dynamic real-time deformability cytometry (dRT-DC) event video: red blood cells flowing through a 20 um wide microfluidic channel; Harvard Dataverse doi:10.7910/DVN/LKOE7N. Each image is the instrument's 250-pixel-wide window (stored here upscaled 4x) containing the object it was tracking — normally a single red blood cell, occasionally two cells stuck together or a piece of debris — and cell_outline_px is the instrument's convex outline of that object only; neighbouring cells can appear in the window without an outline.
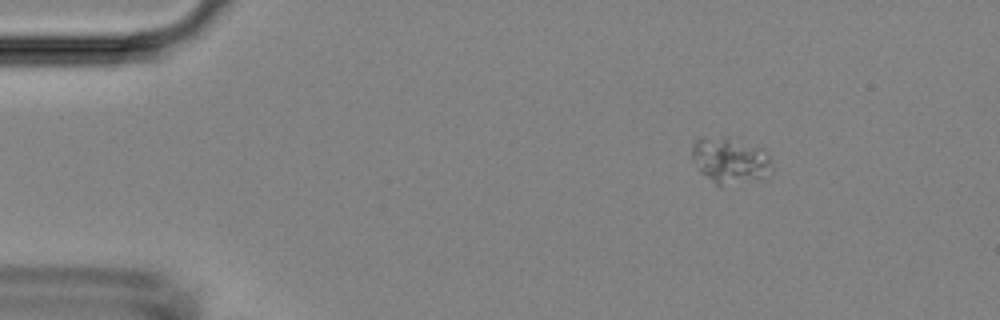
{"species": "Egyptian fruit bat (a non-hibernating species)", "species_latin": "Rousettus aegyptiacus", "temperature_condition": "room temperature", "stored_images_in_passage": 2, "camera_frame_rate_fps": 3000, "um_per_image_px": 0.085, "animal": {"sex": "female"}, "frame": {"image": 1, "passage_image": 1, "time_ms": 0.0, "image_size_px": [1000, 320], "cell_outline_px": [[772, 168], [760, 180], [720, 188], [700, 172], [692, 160], [692, 144], [696, 140], [728, 136], [764, 148], [772, 156]], "centroid_in_image_um": [62.1, 13.67], "position_along_channel_um": 22.9, "area_um2": 22.14}}
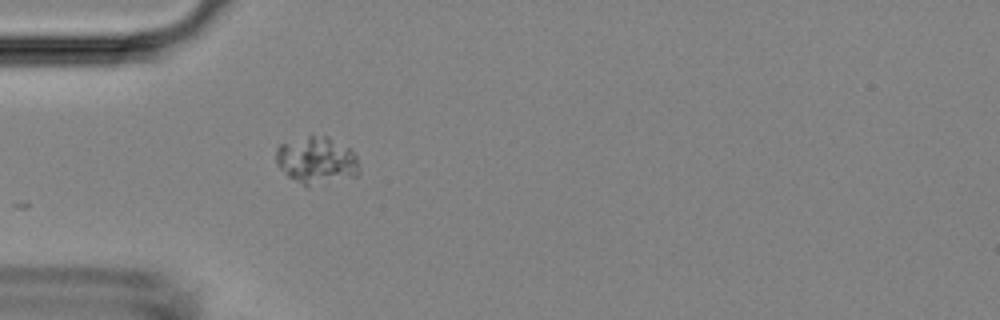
{"frame": {"image": 2, "passage_image": 2, "time_ms": 2.667, "image_size_px": [1000, 320], "cell_outline_px": [[360, 172], [356, 176], [308, 188], [304, 188], [288, 176], [276, 164], [276, 148], [280, 144], [312, 132], [328, 136], [352, 148], [356, 156], [360, 168]], "centroid_in_image_um": [26.91, 13.61], "position_along_channel_um": 58.1, "area_um2": 24.04}}